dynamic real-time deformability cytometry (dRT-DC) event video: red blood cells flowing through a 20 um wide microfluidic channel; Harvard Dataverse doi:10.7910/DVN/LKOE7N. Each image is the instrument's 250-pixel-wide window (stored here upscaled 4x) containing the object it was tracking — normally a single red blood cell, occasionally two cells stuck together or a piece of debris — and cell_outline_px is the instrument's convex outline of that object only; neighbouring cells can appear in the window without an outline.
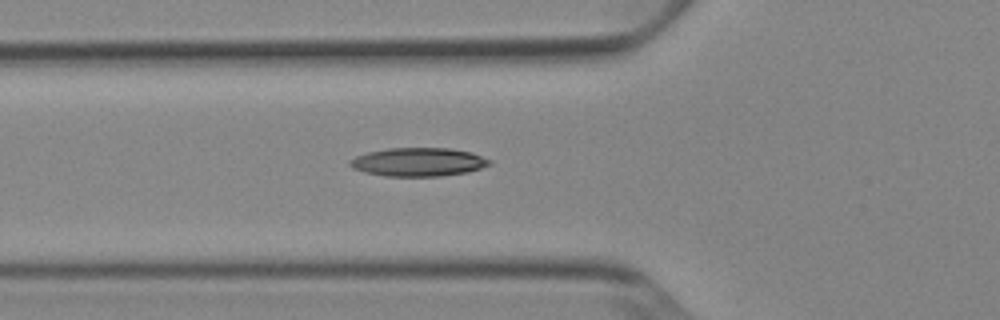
{"species": "Egyptian fruit bat (a non-hibernating species)", "species_latin": "Rousettus aegyptiacus", "temperature_condition": "cold", "stored_images_in_passage": 36, "camera_frame_rate_fps": 3000, "um_per_image_px": 0.085, "animal": {"sex": "female"}, "frame": {"image": 1, "passage_image": 2, "time_ms": 0.333, "image_size_px": [1000, 320], "cell_outline_px": [[492, 164], [468, 172], [440, 176], [384, 176], [364, 172], [352, 168], [348, 164], [348, 160], [356, 156], [368, 152], [388, 148], [448, 148], [472, 152], [492, 160]], "centroid_in_image_um": [35.55, 13.77], "position_along_channel_um": 90.2, "area_um2": 23.35}}
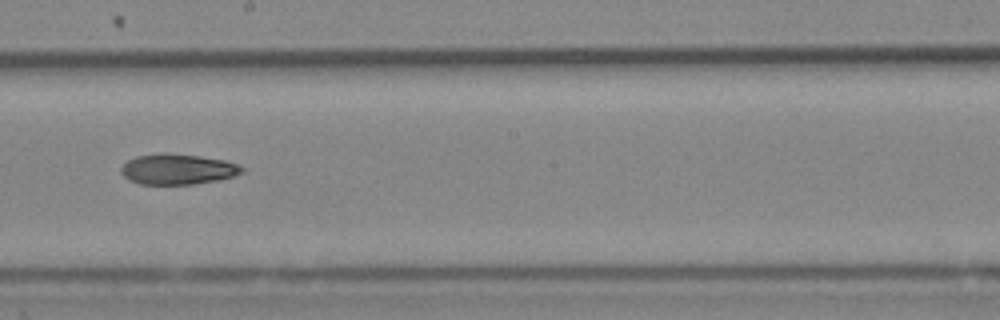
{"frame": {"image": 2, "passage_image": 13, "time_ms": 4.0, "image_size_px": [1000, 320], "cell_outline_px": [[244, 172], [232, 176], [216, 180], [192, 184], [140, 184], [128, 180], [120, 172], [120, 168], [128, 160], [136, 156], [200, 156], [224, 160], [236, 164], [244, 168]], "centroid_in_image_um": [15.1, 14.43], "position_along_channel_um": 233.1, "area_um2": 20.52}}
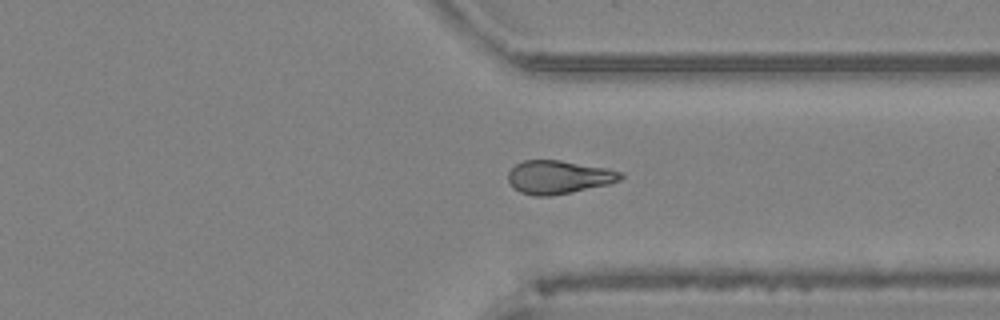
{"frame": {"image": 3, "passage_image": 23, "time_ms": 7.333, "image_size_px": [1000, 320], "cell_outline_px": [[624, 176], [620, 180], [608, 184], [572, 192], [548, 196], [532, 196], [520, 192], [512, 188], [508, 180], [508, 172], [516, 164], [524, 160], [560, 160], [608, 168], [624, 172]], "centroid_in_image_um": [47.48, 15.05], "position_along_channel_um": 363.9, "area_um2": 22.02}}